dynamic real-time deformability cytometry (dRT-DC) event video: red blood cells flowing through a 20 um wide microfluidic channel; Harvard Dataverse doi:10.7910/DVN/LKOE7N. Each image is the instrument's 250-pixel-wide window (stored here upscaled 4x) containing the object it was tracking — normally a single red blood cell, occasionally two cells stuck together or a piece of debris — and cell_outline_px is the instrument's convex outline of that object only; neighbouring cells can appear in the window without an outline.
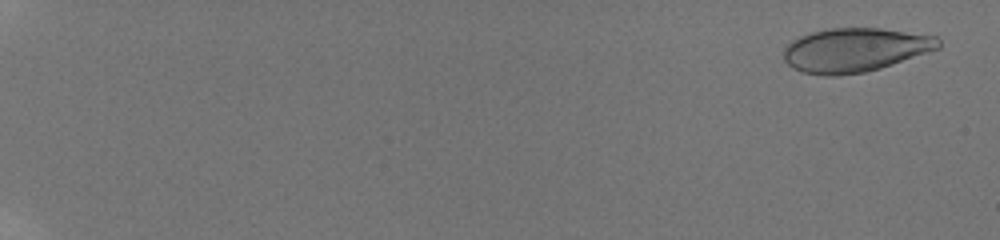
{"species": "human", "species_latin": "Homo sapiens", "temperature_condition": "room temperature", "stored_images_in_passage": 9, "camera_frame_rate_fps": 3000, "um_per_image_px": 0.085, "donor": {"sex": "male"}, "frame": {"image": 1, "passage_image": 2, "time_ms": 0.667, "image_size_px": [1000, 240], "cell_outline_px": [[940, 48], [880, 68], [864, 72], [836, 76], [824, 76], [804, 72], [792, 68], [784, 60], [784, 48], [792, 40], [800, 36], [812, 32], [828, 28], [880, 28], [936, 36], [940, 40]], "centroid_in_image_um": [72.65, 4.24], "position_along_channel_um": 12.3, "area_um2": 39.54}}